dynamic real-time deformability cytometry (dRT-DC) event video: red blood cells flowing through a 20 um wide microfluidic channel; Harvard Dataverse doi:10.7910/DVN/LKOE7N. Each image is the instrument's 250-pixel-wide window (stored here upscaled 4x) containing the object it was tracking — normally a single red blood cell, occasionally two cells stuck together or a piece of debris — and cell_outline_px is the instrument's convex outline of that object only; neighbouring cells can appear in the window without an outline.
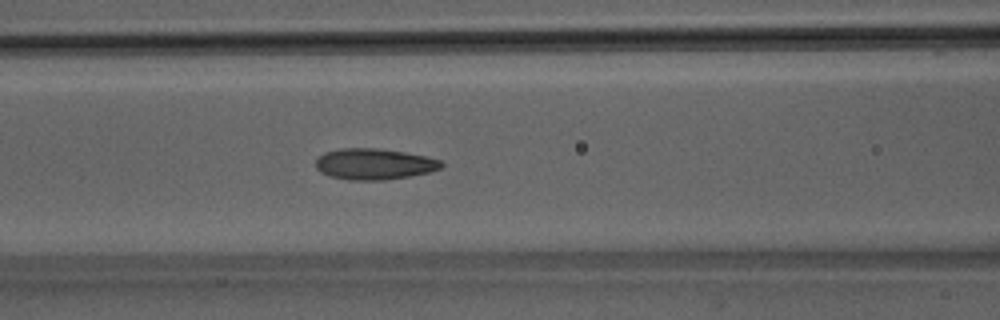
{"species": "Egyptian fruit bat (a non-hibernating species)", "species_latin": "Rousettus aegyptiacus", "temperature_condition": "room temperature", "stored_images_in_passage": 50, "camera_frame_rate_fps": 3000, "um_per_image_px": 0.085, "animal": {"sex": "male"}, "frame": {"image": 1, "passage_image": 21, "time_ms": 6.667, "image_size_px": [1000, 320], "cell_outline_px": [[444, 164], [440, 168], [428, 172], [408, 176], [384, 180], [348, 180], [332, 176], [320, 172], [316, 168], [316, 160], [324, 152], [340, 148], [376, 148], [404, 152], [428, 156], [440, 160]], "centroid_in_image_um": [31.8, 13.93], "position_along_channel_um": 134.8, "area_um2": 22.66}}
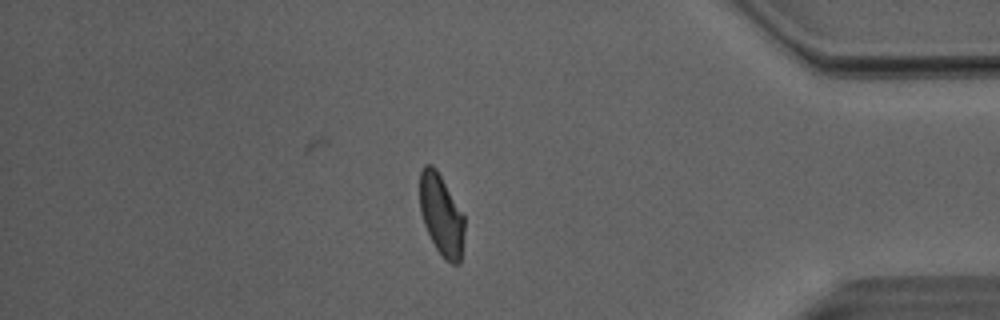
{"frame": {"image": 2, "passage_image": 43, "time_ms": 14.0, "image_size_px": [1000, 320], "cell_outline_px": [[464, 232], [460, 264], [452, 264], [444, 260], [436, 248], [424, 224], [420, 212], [420, 172], [424, 164], [432, 164], [436, 168], [464, 216]], "centroid_in_image_um": [37.51, 18.28], "position_along_channel_um": 397.7, "area_um2": 21.04}}
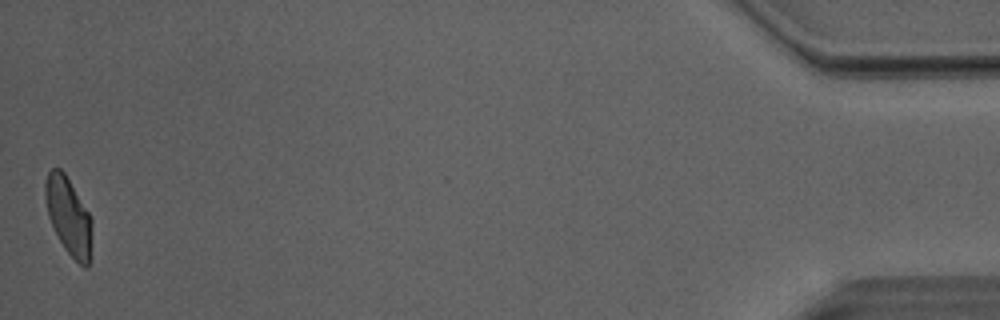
{"frame": {"image": 3, "passage_image": 50, "time_ms": 16.333, "image_size_px": [1000, 320], "cell_outline_px": [[92, 232], [88, 268], [84, 268], [64, 248], [48, 216], [44, 192], [44, 184], [48, 172], [52, 168], [60, 168], [64, 172], [88, 212], [92, 220]], "centroid_in_image_um": [5.82, 18.36], "position_along_channel_um": 429.4, "area_um2": 20.75}, "authors_computed_cell_mechanics": {"area_um2": 22.3975, "velocity_mm_per_s": 4.0371, "shape_relaxation_time_tau1_ms": 4.7254, "shape_relaxation_time_tau2_ms": 2.0309, "deformation_change_tau1": 0.156, "deformation_change_tau2": 0.0858}}